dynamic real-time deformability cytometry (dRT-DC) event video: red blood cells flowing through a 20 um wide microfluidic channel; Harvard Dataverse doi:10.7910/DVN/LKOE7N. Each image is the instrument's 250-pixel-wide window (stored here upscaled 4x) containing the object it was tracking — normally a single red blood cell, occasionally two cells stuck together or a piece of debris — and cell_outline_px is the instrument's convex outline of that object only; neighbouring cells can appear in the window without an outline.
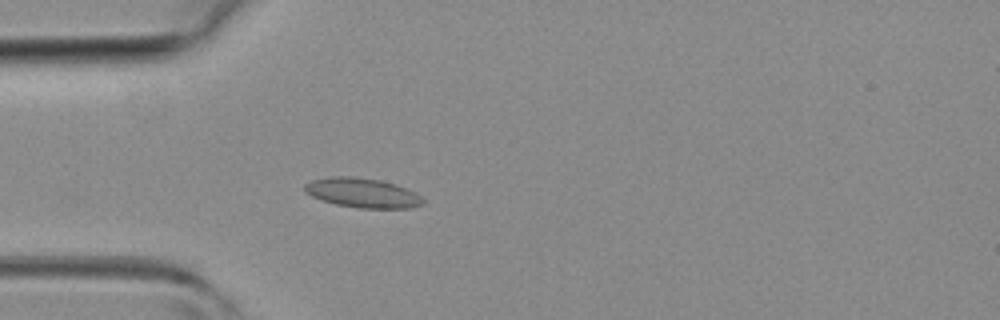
{"species": "common noctule bat (a hibernating species)", "species_latin": "Nyctalus noctula", "temperature_condition": "room temperature", "stored_images_in_passage": 42, "camera_frame_rate_fps": 3000, "um_per_image_px": 0.085, "animal": {"sex": "female", "body_mass_g": 19.3, "forearm_length_mm": 54.1}, "frame": {"image": 1, "passage_image": 11, "time_ms": 3.333, "image_size_px": [1000, 320], "cell_outline_px": [[424, 204], [412, 208], [356, 208], [336, 204], [312, 196], [304, 192], [304, 184], [312, 180], [328, 176], [352, 176], [380, 180], [396, 184], [416, 192], [424, 200]], "centroid_in_image_um": [30.82, 16.39], "position_along_channel_um": 54.2, "area_um2": 20.52}}
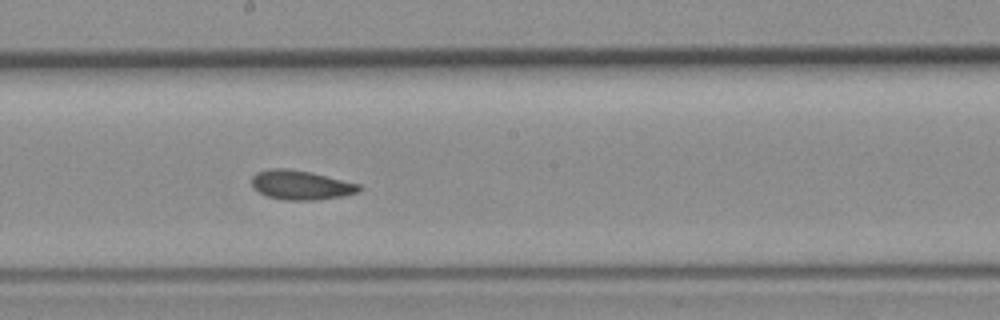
{"frame": {"image": 2, "passage_image": 22, "time_ms": 7.0, "image_size_px": [1000, 320], "cell_outline_px": [[360, 192], [344, 196], [316, 200], [284, 200], [268, 196], [252, 188], [252, 176], [256, 172], [268, 168], [284, 168], [312, 172], [360, 184]], "centroid_in_image_um": [25.57, 15.72], "position_along_channel_um": 222.6, "area_um2": 18.5}}
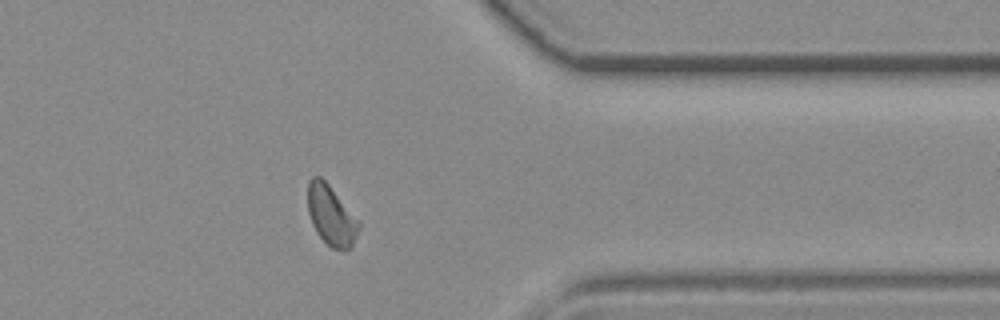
{"frame": {"image": 3, "passage_image": 33, "time_ms": 10.667, "image_size_px": [1000, 320], "cell_outline_px": [[360, 228], [352, 248], [344, 252], [332, 248], [316, 232], [312, 224], [308, 212], [308, 180], [312, 176], [320, 176], [328, 184], [360, 220]], "centroid_in_image_um": [28.18, 18.34], "position_along_channel_um": 383.2, "area_um2": 18.09}}